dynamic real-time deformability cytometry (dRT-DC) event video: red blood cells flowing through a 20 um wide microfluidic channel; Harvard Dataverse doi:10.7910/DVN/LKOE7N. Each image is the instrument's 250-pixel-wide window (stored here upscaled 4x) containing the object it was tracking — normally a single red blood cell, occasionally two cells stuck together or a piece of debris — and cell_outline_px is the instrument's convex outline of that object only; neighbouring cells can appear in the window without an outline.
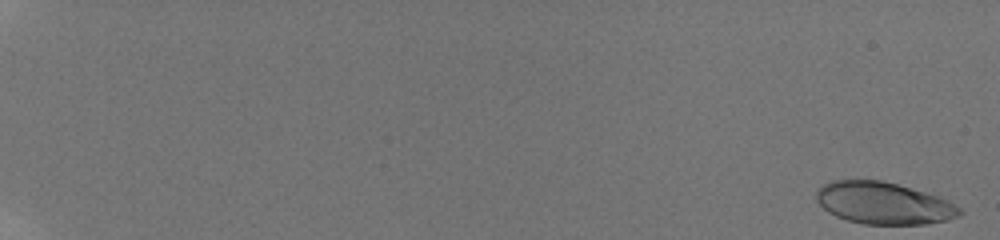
{"species": "human", "species_latin": "Homo sapiens", "temperature_condition": "room temperature", "stored_images_in_passage": 8, "camera_frame_rate_fps": 3000, "um_per_image_px": 0.085, "donor": {"sex": "male"}, "frame": {"image": 1, "passage_image": 1, "time_ms": 0.0, "image_size_px": [1000, 240], "cell_outline_px": [[964, 212], [960, 216], [948, 220], [924, 224], [864, 224], [848, 220], [836, 216], [828, 212], [816, 200], [816, 192], [824, 184], [832, 180], [880, 180], [896, 184], [924, 192], [948, 200], [960, 208]], "centroid_in_image_um": [75.11, 17.27], "position_along_channel_um": 9.9, "area_um2": 34.85}}
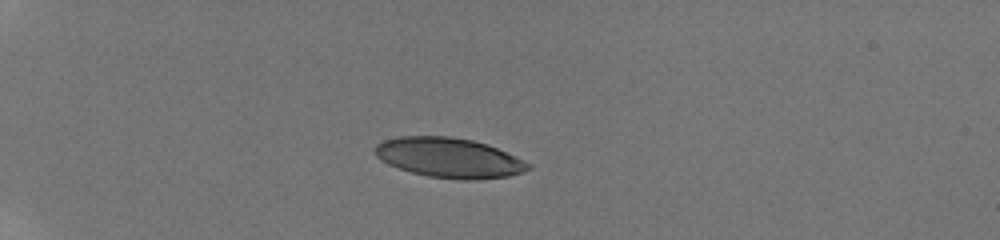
{"frame": {"image": 2, "passage_image": 6, "time_ms": 5.667, "image_size_px": [1000, 240], "cell_outline_px": [[532, 168], [508, 176], [476, 180], [460, 180], [428, 176], [412, 172], [388, 164], [376, 156], [372, 152], [372, 148], [376, 144], [384, 140], [400, 136], [448, 136], [472, 140], [488, 144], [532, 164]], "centroid_in_image_um": [38.15, 13.4], "position_along_channel_um": 46.9, "area_um2": 35.66}}
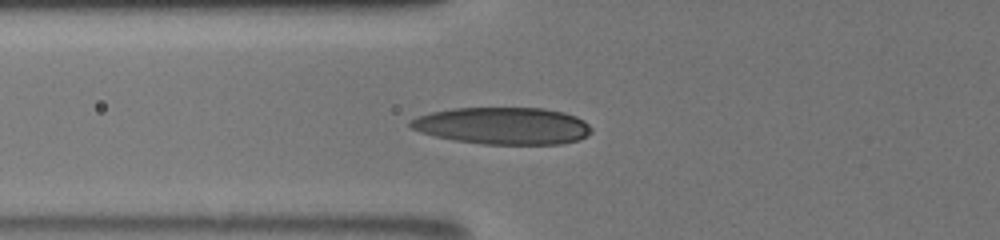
{"frame": {"image": 3, "passage_image": 8, "time_ms": 8.0, "image_size_px": [1000, 240], "cell_outline_px": [[592, 132], [588, 136], [580, 140], [560, 144], [484, 144], [456, 140], [436, 136], [420, 132], [412, 128], [408, 124], [408, 120], [416, 116], [432, 112], [452, 108], [544, 108], [564, 112], [576, 116], [584, 120], [592, 128]], "centroid_in_image_um": [42.77, 10.69], "position_along_channel_um": 83.0, "area_um2": 39.3}}